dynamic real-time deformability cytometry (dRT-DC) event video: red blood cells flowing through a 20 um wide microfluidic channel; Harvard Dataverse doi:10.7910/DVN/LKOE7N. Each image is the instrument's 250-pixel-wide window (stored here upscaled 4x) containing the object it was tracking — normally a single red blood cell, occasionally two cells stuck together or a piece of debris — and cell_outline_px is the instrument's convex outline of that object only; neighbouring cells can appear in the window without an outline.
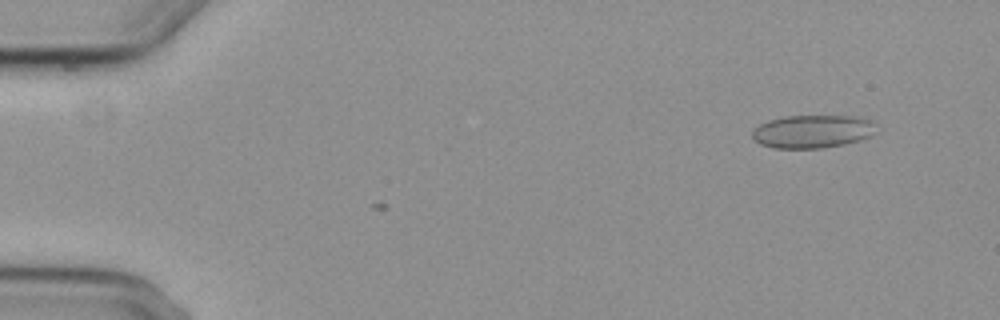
{"species": "common noctule bat (a hibernating species)", "species_latin": "Nyctalus noctula", "temperature_condition": "cold", "stored_images_in_passage": 2, "camera_frame_rate_fps": 3000, "um_per_image_px": 0.085, "animal": {"sex": "female", "body_mass_g": 29.2, "forearm_length_mm": 56.3}, "frame": {"image": 1, "passage_image": 2, "time_ms": 2.0, "image_size_px": [1000, 320], "cell_outline_px": [[876, 132], [872, 136], [860, 140], [844, 144], [820, 148], [772, 148], [760, 144], [752, 140], [752, 132], [760, 124], [768, 120], [784, 116], [852, 116], [872, 120]], "centroid_in_image_um": [69.05, 11.18], "position_along_channel_um": 16.0, "area_um2": 23.99}}